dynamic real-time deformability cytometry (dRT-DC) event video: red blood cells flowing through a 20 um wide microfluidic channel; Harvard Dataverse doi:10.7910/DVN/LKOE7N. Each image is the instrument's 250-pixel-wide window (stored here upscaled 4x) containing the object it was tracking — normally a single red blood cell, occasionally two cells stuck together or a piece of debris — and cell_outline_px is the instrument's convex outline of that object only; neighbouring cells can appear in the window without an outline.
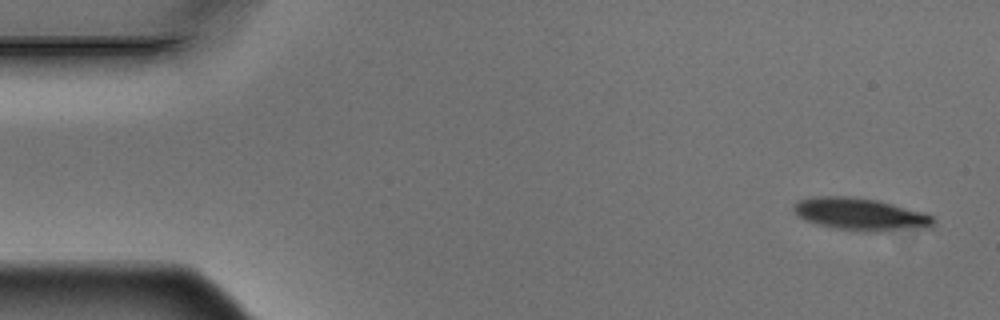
{"species": "Egyptian fruit bat (a non-hibernating species)", "species_latin": "Rousettus aegyptiacus", "temperature_condition": "warm", "stored_images_in_passage": 6, "camera_frame_rate_fps": 3000, "um_per_image_px": 0.085, "animal": {"sex": "male"}, "frame": {"image": 1, "passage_image": 1, "time_ms": 0.0, "image_size_px": [1000, 320], "cell_outline_px": [[936, 220], [932, 228], [880, 232], [872, 232], [836, 228], [816, 224], [804, 220], [792, 208], [796, 200], [812, 196], [852, 196], [876, 200], [924, 212], [932, 216]], "centroid_in_image_um": [73.17, 18.21], "position_along_channel_um": 11.8, "area_um2": 26.7}}
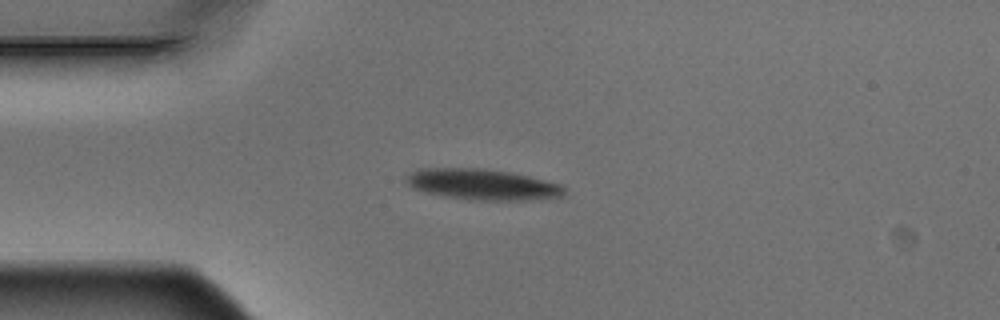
{"frame": {"image": 2, "passage_image": 4, "time_ms": 1.0, "image_size_px": [1000, 320], "cell_outline_px": [[564, 196], [528, 200], [468, 200], [444, 196], [412, 188], [408, 184], [408, 176], [412, 172], [420, 168], [480, 168], [508, 172], [528, 176], [560, 184], [564, 188]], "centroid_in_image_um": [41.02, 15.68], "position_along_channel_um": 44.0, "area_um2": 28.09}}
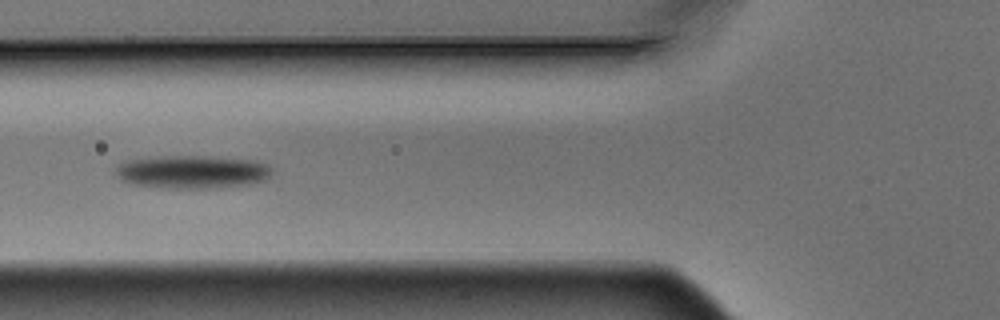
{"frame": {"image": 3, "passage_image": 6, "time_ms": 1.667, "image_size_px": [1000, 320], "cell_outline_px": [[272, 172], [264, 180], [252, 184], [216, 188], [168, 188], [132, 184], [120, 180], [116, 176], [116, 168], [120, 164], [128, 160], [160, 156], [208, 156], [256, 160], [268, 164], [272, 168]], "centroid_in_image_um": [16.37, 14.61], "position_along_channel_um": 109.4, "area_um2": 30.4}}